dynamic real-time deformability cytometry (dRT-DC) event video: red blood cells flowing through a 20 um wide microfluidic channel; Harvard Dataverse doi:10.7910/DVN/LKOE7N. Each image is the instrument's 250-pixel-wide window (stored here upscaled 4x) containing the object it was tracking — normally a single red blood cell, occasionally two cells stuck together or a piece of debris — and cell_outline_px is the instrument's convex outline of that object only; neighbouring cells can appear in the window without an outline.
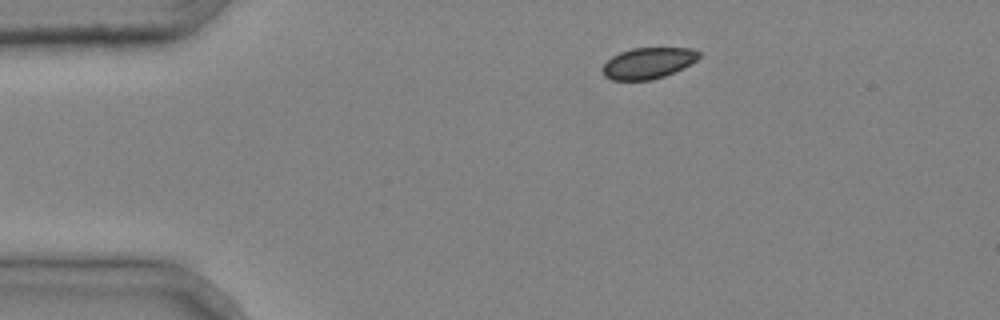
{"species": "common noctule bat (a hibernating species)", "species_latin": "Nyctalus noctula", "temperature_condition": "cold", "stored_images_in_passage": 3, "camera_frame_rate_fps": 3000, "um_per_image_px": 0.085, "animal": {"sex": "male", "body_mass_g": 20.4}, "frame": {"image": 1, "passage_image": 1, "time_ms": 0.0, "image_size_px": [1000, 320], "cell_outline_px": [[700, 56], [696, 60], [684, 68], [664, 76], [652, 80], [612, 80], [604, 76], [600, 68], [612, 56], [620, 52], [632, 48], [692, 48], [700, 52]], "centroid_in_image_um": [55.07, 5.37], "position_along_channel_um": 29.9, "area_um2": 17.57}}
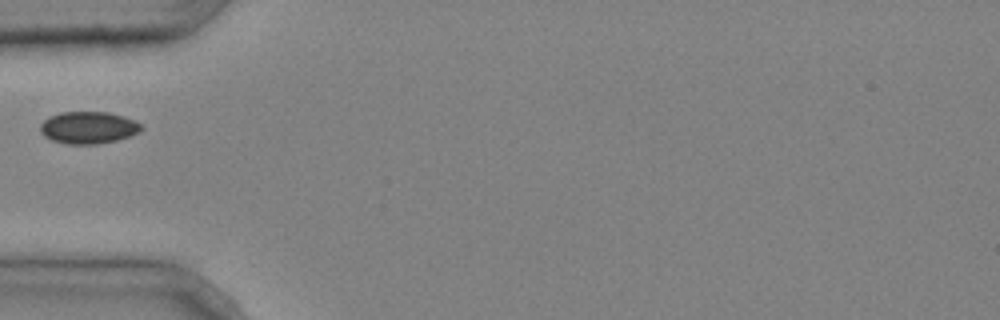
{"frame": {"image": 2, "passage_image": 3, "time_ms": 0.667, "image_size_px": [1000, 320], "cell_outline_px": [[144, 128], [140, 132], [116, 140], [96, 144], [68, 144], [52, 140], [44, 136], [40, 132], [40, 124], [48, 116], [60, 112], [108, 112], [124, 116], [136, 120], [144, 124]], "centroid_in_image_um": [7.53, 10.83], "position_along_channel_um": 77.5, "area_um2": 19.13}}